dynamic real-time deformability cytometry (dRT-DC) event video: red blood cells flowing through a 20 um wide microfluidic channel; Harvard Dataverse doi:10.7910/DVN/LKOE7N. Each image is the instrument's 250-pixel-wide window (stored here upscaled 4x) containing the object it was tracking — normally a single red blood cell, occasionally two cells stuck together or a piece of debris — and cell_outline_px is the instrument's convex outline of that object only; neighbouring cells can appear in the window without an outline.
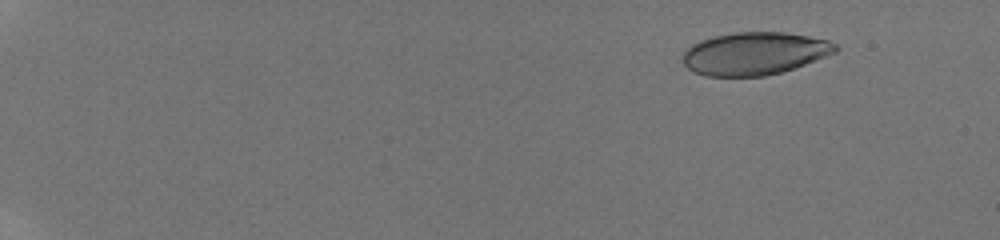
{"species": "human", "species_latin": "Homo sapiens", "temperature_condition": "room temperature", "stored_images_in_passage": 41, "camera_frame_rate_fps": 3000, "um_per_image_px": 0.085, "donor": {"sex": "male"}, "frame": {"image": 1, "passage_image": 5, "time_ms": 0.667, "image_size_px": [1000, 240], "cell_outline_px": [[840, 48], [836, 52], [804, 64], [780, 72], [764, 76], [704, 76], [692, 72], [684, 64], [684, 52], [692, 44], [700, 40], [716, 36], [736, 32], [784, 32], [808, 36], [828, 40], [836, 44]], "centroid_in_image_um": [64.13, 4.55], "position_along_channel_um": 20.9, "area_um2": 37.74}}
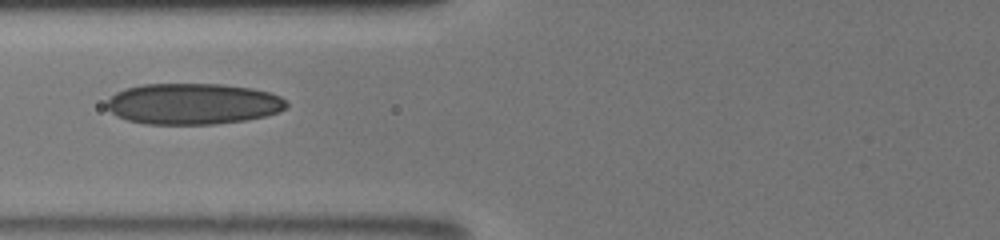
{"frame": {"image": 2, "passage_image": 31, "time_ms": 7.0, "image_size_px": [1000, 240], "cell_outline_px": [[288, 104], [280, 112], [264, 116], [244, 120], [212, 124], [144, 124], [128, 120], [116, 116], [108, 108], [108, 100], [116, 92], [124, 88], [144, 84], [224, 84], [252, 88], [268, 92], [280, 96]], "centroid_in_image_um": [16.4, 8.82], "position_along_channel_um": 109.4, "area_um2": 42.95}}
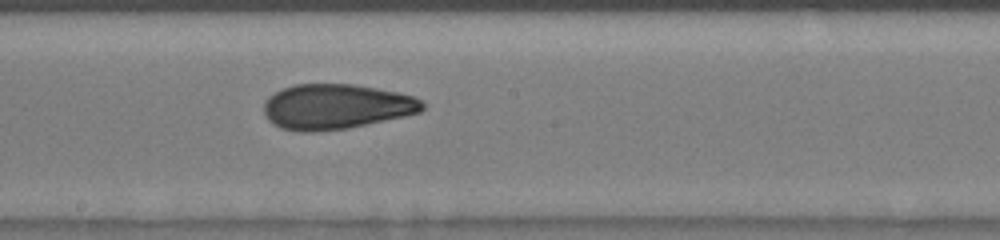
{"frame": {"image": 3, "passage_image": 41, "time_ms": 9.667, "image_size_px": [1000, 240], "cell_outline_px": [[424, 108], [420, 112], [404, 116], [348, 128], [312, 132], [300, 132], [280, 128], [272, 124], [268, 120], [264, 112], [264, 100], [268, 96], [284, 88], [296, 84], [352, 84], [376, 88], [396, 92], [412, 96], [420, 100], [424, 104]], "centroid_in_image_um": [28.52, 9.07], "position_along_channel_um": 219.7, "area_um2": 41.62}}